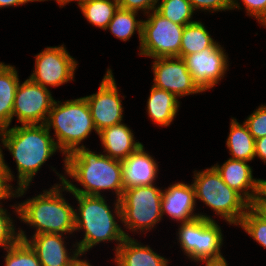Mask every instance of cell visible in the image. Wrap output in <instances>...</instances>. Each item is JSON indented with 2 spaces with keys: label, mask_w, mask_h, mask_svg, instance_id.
<instances>
[{
  "label": "cell",
  "mask_w": 266,
  "mask_h": 266,
  "mask_svg": "<svg viewBox=\"0 0 266 266\" xmlns=\"http://www.w3.org/2000/svg\"><path fill=\"white\" fill-rule=\"evenodd\" d=\"M76 151L64 158L65 174L83 186L78 188L67 179V175L59 176L60 183L66 185V192L89 196H103V190H113L116 199L120 200L124 185L122 182V161L110 158L104 154H96L83 144Z\"/></svg>",
  "instance_id": "obj_1"
},
{
  "label": "cell",
  "mask_w": 266,
  "mask_h": 266,
  "mask_svg": "<svg viewBox=\"0 0 266 266\" xmlns=\"http://www.w3.org/2000/svg\"><path fill=\"white\" fill-rule=\"evenodd\" d=\"M45 124H22L0 131L2 146L17 166L16 197L25 194L42 165L59 150Z\"/></svg>",
  "instance_id": "obj_2"
},
{
  "label": "cell",
  "mask_w": 266,
  "mask_h": 266,
  "mask_svg": "<svg viewBox=\"0 0 266 266\" xmlns=\"http://www.w3.org/2000/svg\"><path fill=\"white\" fill-rule=\"evenodd\" d=\"M73 196L78 203L77 210H74L75 231H84L83 239L73 246L78 248L81 256L101 242H118L116 251L126 237H130L115 219L116 215L122 221L120 200L116 199L112 212L104 196L82 194H73Z\"/></svg>",
  "instance_id": "obj_3"
},
{
  "label": "cell",
  "mask_w": 266,
  "mask_h": 266,
  "mask_svg": "<svg viewBox=\"0 0 266 266\" xmlns=\"http://www.w3.org/2000/svg\"><path fill=\"white\" fill-rule=\"evenodd\" d=\"M50 188L11 207L23 223L36 229L34 234H72L75 232V209L63 197L66 185L55 184Z\"/></svg>",
  "instance_id": "obj_4"
},
{
  "label": "cell",
  "mask_w": 266,
  "mask_h": 266,
  "mask_svg": "<svg viewBox=\"0 0 266 266\" xmlns=\"http://www.w3.org/2000/svg\"><path fill=\"white\" fill-rule=\"evenodd\" d=\"M45 125L49 131L54 129L55 143L65 157L80 148L92 130L98 134L84 97L65 102L55 100Z\"/></svg>",
  "instance_id": "obj_5"
},
{
  "label": "cell",
  "mask_w": 266,
  "mask_h": 266,
  "mask_svg": "<svg viewBox=\"0 0 266 266\" xmlns=\"http://www.w3.org/2000/svg\"><path fill=\"white\" fill-rule=\"evenodd\" d=\"M193 186L196 199L209 206L215 214L230 225H239L250 208V203L236 190L223 182L220 174L211 166L203 171H194Z\"/></svg>",
  "instance_id": "obj_6"
},
{
  "label": "cell",
  "mask_w": 266,
  "mask_h": 266,
  "mask_svg": "<svg viewBox=\"0 0 266 266\" xmlns=\"http://www.w3.org/2000/svg\"><path fill=\"white\" fill-rule=\"evenodd\" d=\"M161 199L162 189L155 184L124 189L120 198L124 227L137 233L155 228L162 219Z\"/></svg>",
  "instance_id": "obj_7"
},
{
  "label": "cell",
  "mask_w": 266,
  "mask_h": 266,
  "mask_svg": "<svg viewBox=\"0 0 266 266\" xmlns=\"http://www.w3.org/2000/svg\"><path fill=\"white\" fill-rule=\"evenodd\" d=\"M147 17L142 22L139 55L153 59L180 57L184 26L163 17L156 9L147 13Z\"/></svg>",
  "instance_id": "obj_8"
},
{
  "label": "cell",
  "mask_w": 266,
  "mask_h": 266,
  "mask_svg": "<svg viewBox=\"0 0 266 266\" xmlns=\"http://www.w3.org/2000/svg\"><path fill=\"white\" fill-rule=\"evenodd\" d=\"M77 65L65 45L46 47L35 55L34 70L29 79L45 88L58 87L74 80Z\"/></svg>",
  "instance_id": "obj_9"
},
{
  "label": "cell",
  "mask_w": 266,
  "mask_h": 266,
  "mask_svg": "<svg viewBox=\"0 0 266 266\" xmlns=\"http://www.w3.org/2000/svg\"><path fill=\"white\" fill-rule=\"evenodd\" d=\"M54 98L48 88L32 82L29 78L19 82L12 113L22 124H45L52 109Z\"/></svg>",
  "instance_id": "obj_10"
},
{
  "label": "cell",
  "mask_w": 266,
  "mask_h": 266,
  "mask_svg": "<svg viewBox=\"0 0 266 266\" xmlns=\"http://www.w3.org/2000/svg\"><path fill=\"white\" fill-rule=\"evenodd\" d=\"M112 70L107 69L96 93L85 96L97 132L123 121V106Z\"/></svg>",
  "instance_id": "obj_11"
},
{
  "label": "cell",
  "mask_w": 266,
  "mask_h": 266,
  "mask_svg": "<svg viewBox=\"0 0 266 266\" xmlns=\"http://www.w3.org/2000/svg\"><path fill=\"white\" fill-rule=\"evenodd\" d=\"M183 60L194 82L203 91L213 88L228 69V55L218 42L201 52L186 55Z\"/></svg>",
  "instance_id": "obj_12"
},
{
  "label": "cell",
  "mask_w": 266,
  "mask_h": 266,
  "mask_svg": "<svg viewBox=\"0 0 266 266\" xmlns=\"http://www.w3.org/2000/svg\"><path fill=\"white\" fill-rule=\"evenodd\" d=\"M152 69L153 86L166 90L177 98L203 92L194 82L181 57L156 58Z\"/></svg>",
  "instance_id": "obj_13"
},
{
  "label": "cell",
  "mask_w": 266,
  "mask_h": 266,
  "mask_svg": "<svg viewBox=\"0 0 266 266\" xmlns=\"http://www.w3.org/2000/svg\"><path fill=\"white\" fill-rule=\"evenodd\" d=\"M18 232L35 251L41 266H71L81 256L77 247L68 253L63 234L40 233L28 238L22 229Z\"/></svg>",
  "instance_id": "obj_14"
},
{
  "label": "cell",
  "mask_w": 266,
  "mask_h": 266,
  "mask_svg": "<svg viewBox=\"0 0 266 266\" xmlns=\"http://www.w3.org/2000/svg\"><path fill=\"white\" fill-rule=\"evenodd\" d=\"M195 205L196 196L193 184L177 182L162 191V218L166 213L167 216L180 223L190 222L199 217L214 220L208 215H203V213L194 214Z\"/></svg>",
  "instance_id": "obj_15"
},
{
  "label": "cell",
  "mask_w": 266,
  "mask_h": 266,
  "mask_svg": "<svg viewBox=\"0 0 266 266\" xmlns=\"http://www.w3.org/2000/svg\"><path fill=\"white\" fill-rule=\"evenodd\" d=\"M248 162L229 158L221 166L213 167L224 183L240 193L249 203L259 194L260 179L253 178V170Z\"/></svg>",
  "instance_id": "obj_16"
},
{
  "label": "cell",
  "mask_w": 266,
  "mask_h": 266,
  "mask_svg": "<svg viewBox=\"0 0 266 266\" xmlns=\"http://www.w3.org/2000/svg\"><path fill=\"white\" fill-rule=\"evenodd\" d=\"M158 164L141 145L129 157L122 160V182L124 189L154 184Z\"/></svg>",
  "instance_id": "obj_17"
},
{
  "label": "cell",
  "mask_w": 266,
  "mask_h": 266,
  "mask_svg": "<svg viewBox=\"0 0 266 266\" xmlns=\"http://www.w3.org/2000/svg\"><path fill=\"white\" fill-rule=\"evenodd\" d=\"M133 131L123 122L104 128L98 133L102 142L104 155L117 159L124 160L136 151L141 145V142H136Z\"/></svg>",
  "instance_id": "obj_18"
},
{
  "label": "cell",
  "mask_w": 266,
  "mask_h": 266,
  "mask_svg": "<svg viewBox=\"0 0 266 266\" xmlns=\"http://www.w3.org/2000/svg\"><path fill=\"white\" fill-rule=\"evenodd\" d=\"M117 266H168V260L155 253L150 247L141 245L132 237H126L115 251Z\"/></svg>",
  "instance_id": "obj_19"
},
{
  "label": "cell",
  "mask_w": 266,
  "mask_h": 266,
  "mask_svg": "<svg viewBox=\"0 0 266 266\" xmlns=\"http://www.w3.org/2000/svg\"><path fill=\"white\" fill-rule=\"evenodd\" d=\"M179 107L180 101L174 94L152 85L147 100V113L154 124L159 127L170 126Z\"/></svg>",
  "instance_id": "obj_20"
},
{
  "label": "cell",
  "mask_w": 266,
  "mask_h": 266,
  "mask_svg": "<svg viewBox=\"0 0 266 266\" xmlns=\"http://www.w3.org/2000/svg\"><path fill=\"white\" fill-rule=\"evenodd\" d=\"M18 71L12 65L0 63V131L10 127L14 98L19 84Z\"/></svg>",
  "instance_id": "obj_21"
},
{
  "label": "cell",
  "mask_w": 266,
  "mask_h": 266,
  "mask_svg": "<svg viewBox=\"0 0 266 266\" xmlns=\"http://www.w3.org/2000/svg\"><path fill=\"white\" fill-rule=\"evenodd\" d=\"M222 230L215 220L198 218L196 262L221 255Z\"/></svg>",
  "instance_id": "obj_22"
},
{
  "label": "cell",
  "mask_w": 266,
  "mask_h": 266,
  "mask_svg": "<svg viewBox=\"0 0 266 266\" xmlns=\"http://www.w3.org/2000/svg\"><path fill=\"white\" fill-rule=\"evenodd\" d=\"M230 132L226 141L227 148L232 155L230 158L250 162L255 158V139L243 122L240 124L235 118L231 119Z\"/></svg>",
  "instance_id": "obj_23"
},
{
  "label": "cell",
  "mask_w": 266,
  "mask_h": 266,
  "mask_svg": "<svg viewBox=\"0 0 266 266\" xmlns=\"http://www.w3.org/2000/svg\"><path fill=\"white\" fill-rule=\"evenodd\" d=\"M83 16L92 25L107 30L108 24L119 8L116 0H75Z\"/></svg>",
  "instance_id": "obj_24"
},
{
  "label": "cell",
  "mask_w": 266,
  "mask_h": 266,
  "mask_svg": "<svg viewBox=\"0 0 266 266\" xmlns=\"http://www.w3.org/2000/svg\"><path fill=\"white\" fill-rule=\"evenodd\" d=\"M215 42L201 21L187 24L182 33L180 57L184 58L186 55L201 52Z\"/></svg>",
  "instance_id": "obj_25"
},
{
  "label": "cell",
  "mask_w": 266,
  "mask_h": 266,
  "mask_svg": "<svg viewBox=\"0 0 266 266\" xmlns=\"http://www.w3.org/2000/svg\"><path fill=\"white\" fill-rule=\"evenodd\" d=\"M137 14L138 12L119 7L108 24L107 30L109 29L115 37L125 42L137 31L140 47L143 20H137Z\"/></svg>",
  "instance_id": "obj_26"
},
{
  "label": "cell",
  "mask_w": 266,
  "mask_h": 266,
  "mask_svg": "<svg viewBox=\"0 0 266 266\" xmlns=\"http://www.w3.org/2000/svg\"><path fill=\"white\" fill-rule=\"evenodd\" d=\"M156 10L165 18L182 26L195 22V13L189 0H161Z\"/></svg>",
  "instance_id": "obj_27"
},
{
  "label": "cell",
  "mask_w": 266,
  "mask_h": 266,
  "mask_svg": "<svg viewBox=\"0 0 266 266\" xmlns=\"http://www.w3.org/2000/svg\"><path fill=\"white\" fill-rule=\"evenodd\" d=\"M5 250V266H41L35 251L24 240L19 239Z\"/></svg>",
  "instance_id": "obj_28"
},
{
  "label": "cell",
  "mask_w": 266,
  "mask_h": 266,
  "mask_svg": "<svg viewBox=\"0 0 266 266\" xmlns=\"http://www.w3.org/2000/svg\"><path fill=\"white\" fill-rule=\"evenodd\" d=\"M177 236L182 251L196 262V245L198 240V218L190 222L180 223Z\"/></svg>",
  "instance_id": "obj_29"
},
{
  "label": "cell",
  "mask_w": 266,
  "mask_h": 266,
  "mask_svg": "<svg viewBox=\"0 0 266 266\" xmlns=\"http://www.w3.org/2000/svg\"><path fill=\"white\" fill-rule=\"evenodd\" d=\"M245 232L266 249V222L251 208L242 217L239 224Z\"/></svg>",
  "instance_id": "obj_30"
},
{
  "label": "cell",
  "mask_w": 266,
  "mask_h": 266,
  "mask_svg": "<svg viewBox=\"0 0 266 266\" xmlns=\"http://www.w3.org/2000/svg\"><path fill=\"white\" fill-rule=\"evenodd\" d=\"M0 204V246L4 249L14 245L20 238L8 211Z\"/></svg>",
  "instance_id": "obj_31"
},
{
  "label": "cell",
  "mask_w": 266,
  "mask_h": 266,
  "mask_svg": "<svg viewBox=\"0 0 266 266\" xmlns=\"http://www.w3.org/2000/svg\"><path fill=\"white\" fill-rule=\"evenodd\" d=\"M244 123L255 140L266 136V105L261 104Z\"/></svg>",
  "instance_id": "obj_32"
},
{
  "label": "cell",
  "mask_w": 266,
  "mask_h": 266,
  "mask_svg": "<svg viewBox=\"0 0 266 266\" xmlns=\"http://www.w3.org/2000/svg\"><path fill=\"white\" fill-rule=\"evenodd\" d=\"M241 2L245 6L247 15L255 17L266 28V0H241ZM231 5V10L241 9L237 0H231Z\"/></svg>",
  "instance_id": "obj_33"
},
{
  "label": "cell",
  "mask_w": 266,
  "mask_h": 266,
  "mask_svg": "<svg viewBox=\"0 0 266 266\" xmlns=\"http://www.w3.org/2000/svg\"><path fill=\"white\" fill-rule=\"evenodd\" d=\"M3 155L2 149H0V201L16 197V189L14 190L12 185L8 183L13 182L14 175L10 167L5 163Z\"/></svg>",
  "instance_id": "obj_34"
},
{
  "label": "cell",
  "mask_w": 266,
  "mask_h": 266,
  "mask_svg": "<svg viewBox=\"0 0 266 266\" xmlns=\"http://www.w3.org/2000/svg\"><path fill=\"white\" fill-rule=\"evenodd\" d=\"M193 10L200 9L204 12H219L231 10V0H189ZM206 10V11H205Z\"/></svg>",
  "instance_id": "obj_35"
},
{
  "label": "cell",
  "mask_w": 266,
  "mask_h": 266,
  "mask_svg": "<svg viewBox=\"0 0 266 266\" xmlns=\"http://www.w3.org/2000/svg\"><path fill=\"white\" fill-rule=\"evenodd\" d=\"M160 0H120L119 7L130 11H144V14L154 11Z\"/></svg>",
  "instance_id": "obj_36"
},
{
  "label": "cell",
  "mask_w": 266,
  "mask_h": 266,
  "mask_svg": "<svg viewBox=\"0 0 266 266\" xmlns=\"http://www.w3.org/2000/svg\"><path fill=\"white\" fill-rule=\"evenodd\" d=\"M250 208L266 222V199L260 193L250 203Z\"/></svg>",
  "instance_id": "obj_37"
},
{
  "label": "cell",
  "mask_w": 266,
  "mask_h": 266,
  "mask_svg": "<svg viewBox=\"0 0 266 266\" xmlns=\"http://www.w3.org/2000/svg\"><path fill=\"white\" fill-rule=\"evenodd\" d=\"M255 157L266 163V136L255 140Z\"/></svg>",
  "instance_id": "obj_38"
},
{
  "label": "cell",
  "mask_w": 266,
  "mask_h": 266,
  "mask_svg": "<svg viewBox=\"0 0 266 266\" xmlns=\"http://www.w3.org/2000/svg\"><path fill=\"white\" fill-rule=\"evenodd\" d=\"M198 262H204L205 266H228L227 261L222 254L216 257L207 258L206 260H200Z\"/></svg>",
  "instance_id": "obj_39"
},
{
  "label": "cell",
  "mask_w": 266,
  "mask_h": 266,
  "mask_svg": "<svg viewBox=\"0 0 266 266\" xmlns=\"http://www.w3.org/2000/svg\"><path fill=\"white\" fill-rule=\"evenodd\" d=\"M34 2V0H0V9L10 6H20L25 5L26 3Z\"/></svg>",
  "instance_id": "obj_40"
},
{
  "label": "cell",
  "mask_w": 266,
  "mask_h": 266,
  "mask_svg": "<svg viewBox=\"0 0 266 266\" xmlns=\"http://www.w3.org/2000/svg\"><path fill=\"white\" fill-rule=\"evenodd\" d=\"M259 193L266 199V180L260 179Z\"/></svg>",
  "instance_id": "obj_41"
},
{
  "label": "cell",
  "mask_w": 266,
  "mask_h": 266,
  "mask_svg": "<svg viewBox=\"0 0 266 266\" xmlns=\"http://www.w3.org/2000/svg\"><path fill=\"white\" fill-rule=\"evenodd\" d=\"M71 266H92L89 261L78 258Z\"/></svg>",
  "instance_id": "obj_42"
},
{
  "label": "cell",
  "mask_w": 266,
  "mask_h": 266,
  "mask_svg": "<svg viewBox=\"0 0 266 266\" xmlns=\"http://www.w3.org/2000/svg\"><path fill=\"white\" fill-rule=\"evenodd\" d=\"M35 1H46V0H34V2ZM55 1H57V3L59 4V6L60 7H63L64 5H66V4H68V3H70V2H72V1H75V0H55Z\"/></svg>",
  "instance_id": "obj_43"
}]
</instances>
